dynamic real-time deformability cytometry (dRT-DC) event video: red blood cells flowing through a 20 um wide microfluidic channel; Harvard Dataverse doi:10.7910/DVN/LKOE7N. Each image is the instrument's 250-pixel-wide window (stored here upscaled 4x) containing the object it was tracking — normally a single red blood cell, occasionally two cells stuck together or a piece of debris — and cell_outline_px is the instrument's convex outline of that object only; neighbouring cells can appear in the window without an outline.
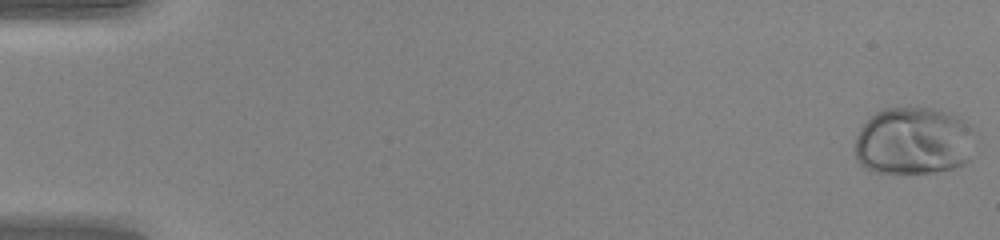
{"species": "human", "species_latin": "Homo sapiens", "temperature_condition": "warm", "stored_images_in_passage": 49, "camera_frame_rate_fps": 3000, "um_per_image_px": 0.085, "donor": {"sex": "female"}, "frame": {"image": 1, "passage_image": 1, "time_ms": 0.0, "image_size_px": [1000, 240], "cell_outline_px": [[972, 132], [968, 160], [964, 164], [956, 168], [932, 172], [896, 176], [876, 172], [864, 168], [860, 164], [856, 156], [856, 136], [860, 128], [876, 112], [884, 108], [936, 108], [952, 112], [972, 124]], "centroid_in_image_um": [77.64, 12.01], "position_along_channel_um": 7.4, "area_um2": 48.15}}
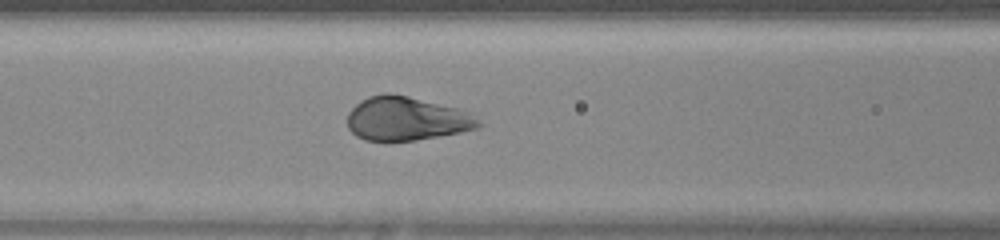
{"frame": {"image": 2, "passage_image": 22, "time_ms": 7.0, "image_size_px": [1000, 240], "cell_outline_px": [[484, 124], [476, 128], [460, 132], [416, 140], [364, 140], [356, 136], [348, 128], [348, 112], [356, 104], [368, 96], [384, 92], [388, 92], [408, 96], [456, 108], [468, 112]], "centroid_in_image_um": [34.52, 10.08], "position_along_channel_um": 132.1, "area_um2": 33.18}}
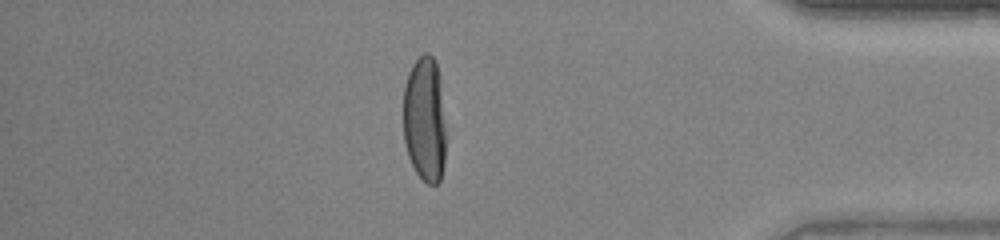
{"frame": {"image": 3, "passage_image": 43, "time_ms": 14.0, "image_size_px": [1000, 240], "cell_outline_px": [[444, 164], [440, 180], [436, 184], [428, 184], [416, 172], [408, 156], [404, 140], [404, 84], [408, 72], [412, 64], [424, 52], [428, 52], [432, 56], [436, 64], [440, 76], [444, 128]], "centroid_in_image_um": [36.08, 10.12], "position_along_channel_um": 399.1, "area_um2": 31.04}}